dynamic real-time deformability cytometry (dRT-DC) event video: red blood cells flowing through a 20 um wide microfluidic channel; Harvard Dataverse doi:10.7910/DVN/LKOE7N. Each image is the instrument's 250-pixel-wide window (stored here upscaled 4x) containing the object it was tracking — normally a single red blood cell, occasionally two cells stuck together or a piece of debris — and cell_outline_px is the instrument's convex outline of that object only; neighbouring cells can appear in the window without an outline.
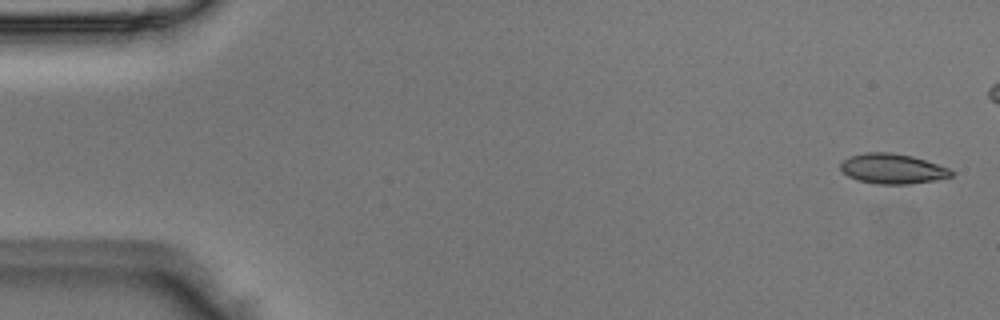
{"species": "Egyptian fruit bat (a non-hibernating species)", "species_latin": "Rousettus aegyptiacus", "temperature_condition": "room temperature", "stored_images_in_passage": 44, "camera_frame_rate_fps": 3000, "um_per_image_px": 0.085, "animal": {"sex": "male"}, "frame": {"image": 1, "passage_image": 1, "time_ms": 0.0, "image_size_px": [1000, 320], "cell_outline_px": [[956, 172], [952, 176], [936, 180], [908, 184], [876, 184], [856, 180], [848, 176], [840, 168], [840, 164], [848, 156], [864, 152], [892, 152], [912, 156], [948, 168]], "centroid_in_image_um": [75.84, 14.34], "position_along_channel_um": 9.2, "area_um2": 19.48}}
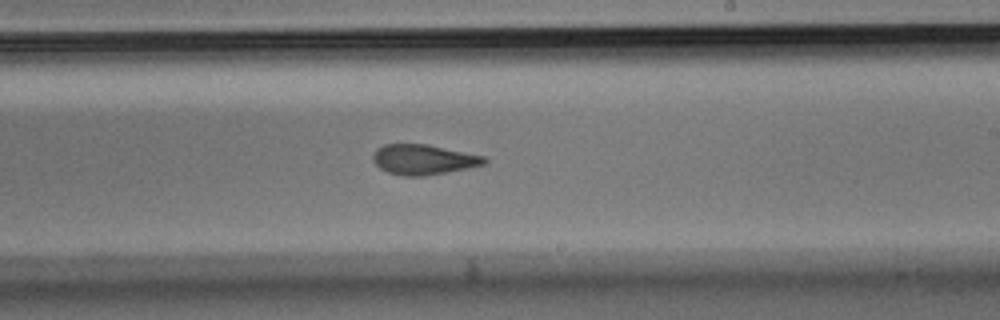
{"frame": {"image": 2, "passage_image": 29, "time_ms": 9.333, "image_size_px": [1000, 320], "cell_outline_px": [[488, 160], [484, 164], [468, 168], [448, 172], [420, 176], [404, 176], [388, 172], [380, 168], [372, 160], [372, 156], [376, 148], [384, 144], [428, 144], [484, 156]], "centroid_in_image_um": [35.97, 13.55], "position_along_channel_um": 253.0, "area_um2": 19.54}}
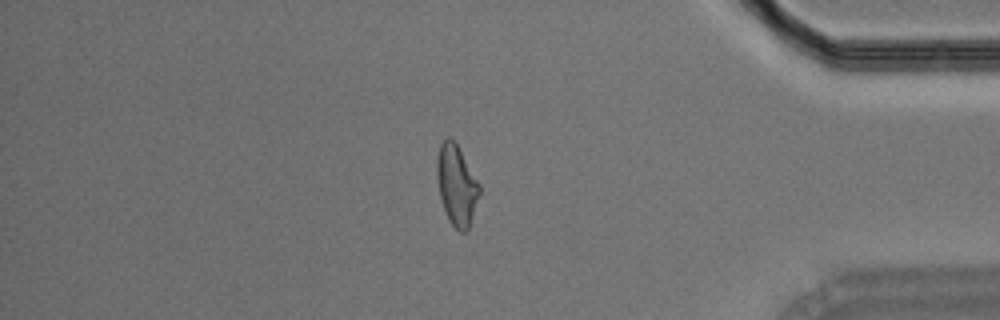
{"frame": {"image": 3, "passage_image": 42, "time_ms": 13.667, "image_size_px": [1000, 320], "cell_outline_px": [[480, 192], [468, 232], [460, 232], [448, 220], [440, 196], [436, 172], [436, 160], [440, 144], [448, 136], [452, 136], [456, 140], [480, 184]], "centroid_in_image_um": [38.82, 15.69], "position_along_channel_um": 396.4, "area_um2": 20.23}}